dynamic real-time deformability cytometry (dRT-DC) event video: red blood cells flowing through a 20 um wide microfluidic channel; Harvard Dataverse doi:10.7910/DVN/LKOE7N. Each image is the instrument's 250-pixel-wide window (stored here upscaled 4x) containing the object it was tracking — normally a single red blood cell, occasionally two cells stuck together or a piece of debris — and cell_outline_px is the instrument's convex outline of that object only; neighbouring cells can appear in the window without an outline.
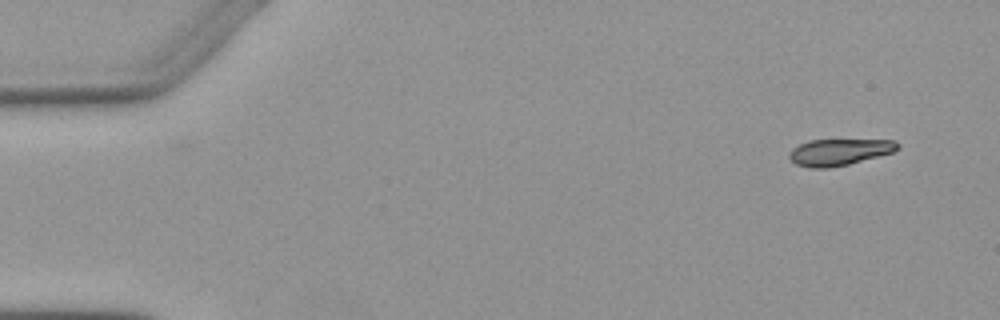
{"species": "Egyptian fruit bat (a non-hibernating species)", "species_latin": "Rousettus aegyptiacus", "temperature_condition": "warm", "stored_images_in_passage": 2, "camera_frame_rate_fps": 3000, "um_per_image_px": 0.085, "animal": {"sex": "female"}, "frame": {"image": 1, "passage_image": 2, "time_ms": 1.333, "image_size_px": [1000, 320], "cell_outline_px": [[900, 148], [892, 152], [848, 164], [828, 168], [808, 168], [796, 164], [788, 156], [792, 148], [808, 140], [896, 140], [900, 144]], "centroid_in_image_um": [71.33, 12.92], "position_along_channel_um": 13.7, "area_um2": 16.65}}